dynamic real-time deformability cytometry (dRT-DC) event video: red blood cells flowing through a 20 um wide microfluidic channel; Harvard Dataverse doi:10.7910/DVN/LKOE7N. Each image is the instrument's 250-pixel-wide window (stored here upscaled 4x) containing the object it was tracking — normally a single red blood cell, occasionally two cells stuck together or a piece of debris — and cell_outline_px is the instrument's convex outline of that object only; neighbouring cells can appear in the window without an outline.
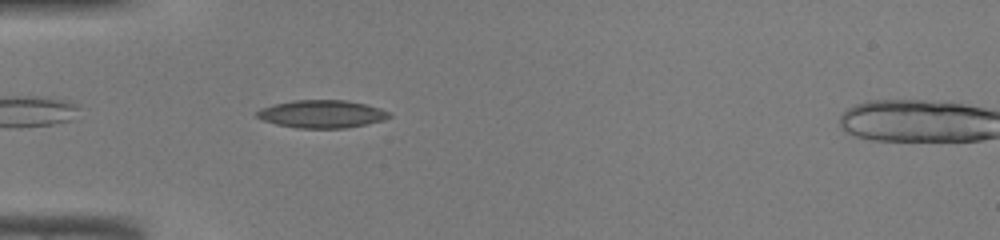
{"species": "common noctule bat (a hibernating species)", "species_latin": "Nyctalus noctula", "temperature_condition": "warm", "stored_images_in_passage": 34, "camera_frame_rate_fps": 3000, "um_per_image_px": 0.085, "animal": {"sex": "male", "body_mass_g": 19.0, "forearm_length_mm": 50.8}, "frame": {"image": 1, "passage_image": 3, "time_ms": 0.667, "image_size_px": [1000, 240], "cell_outline_px": [[392, 116], [384, 120], [344, 128], [296, 128], [276, 124], [264, 120], [256, 116], [256, 112], [260, 108], [292, 100], [348, 100], [380, 108], [388, 112]], "centroid_in_image_um": [27.35, 9.69], "position_along_channel_um": 57.7, "area_um2": 21.27}}
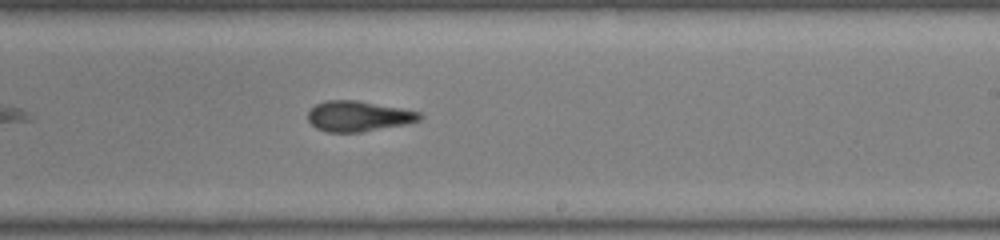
{"frame": {"image": 2, "passage_image": 17, "time_ms": 5.333, "image_size_px": [1000, 240], "cell_outline_px": [[424, 116], [420, 120], [404, 124], [360, 132], [328, 132], [316, 128], [308, 120], [308, 112], [316, 104], [328, 100], [356, 100], [400, 108], [420, 112]], "centroid_in_image_um": [30.45, 9.87], "position_along_channel_um": 258.5, "area_um2": 19.59}}
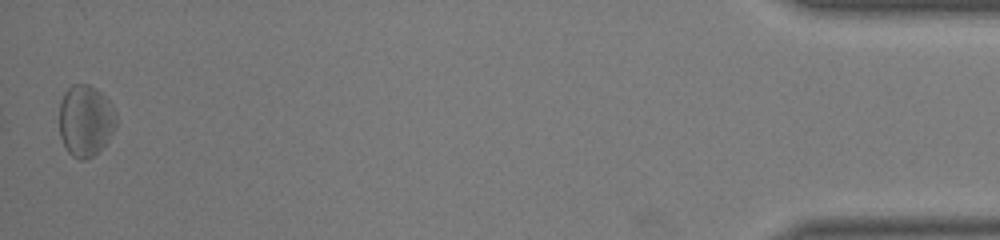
{"frame": {"image": 3, "passage_image": 34, "time_ms": 11.0, "image_size_px": [1000, 240], "cell_outline_px": [[116, 128], [108, 140], [92, 156], [84, 160], [80, 160], [72, 156], [68, 152], [60, 136], [60, 100], [64, 92], [72, 84], [88, 84], [96, 88], [108, 100], [116, 112]], "centroid_in_image_um": [7.27, 10.24], "position_along_channel_um": 427.9, "area_um2": 23.7}}